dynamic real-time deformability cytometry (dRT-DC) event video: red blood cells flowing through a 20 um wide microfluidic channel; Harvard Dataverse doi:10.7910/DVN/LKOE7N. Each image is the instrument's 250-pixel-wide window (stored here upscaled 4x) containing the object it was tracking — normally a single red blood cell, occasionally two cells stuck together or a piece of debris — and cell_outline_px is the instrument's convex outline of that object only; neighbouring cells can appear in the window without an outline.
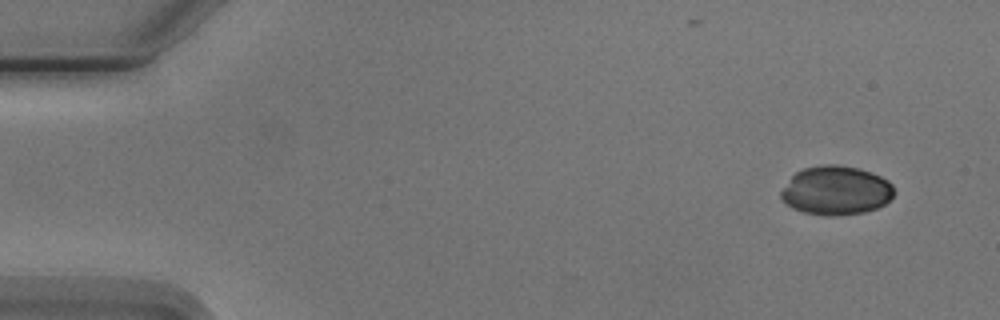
{"species": "Egyptian fruit bat (a non-hibernating species)", "species_latin": "Rousettus aegyptiacus", "temperature_condition": "cold", "stored_images_in_passage": 6, "camera_frame_rate_fps": 3000, "um_per_image_px": 0.085, "animal": {"sex": "male"}, "frame": {"image": 1, "passage_image": 1, "time_ms": 0.0, "image_size_px": [1000, 320], "cell_outline_px": [[896, 192], [884, 204], [876, 208], [864, 212], [836, 216], [824, 216], [804, 212], [792, 208], [780, 200], [780, 192], [792, 176], [796, 172], [804, 168], [820, 164], [840, 164], [860, 168], [872, 172], [888, 180], [892, 184]], "centroid_in_image_um": [71.06, 16.18], "position_along_channel_um": 13.9, "area_um2": 32.66}}
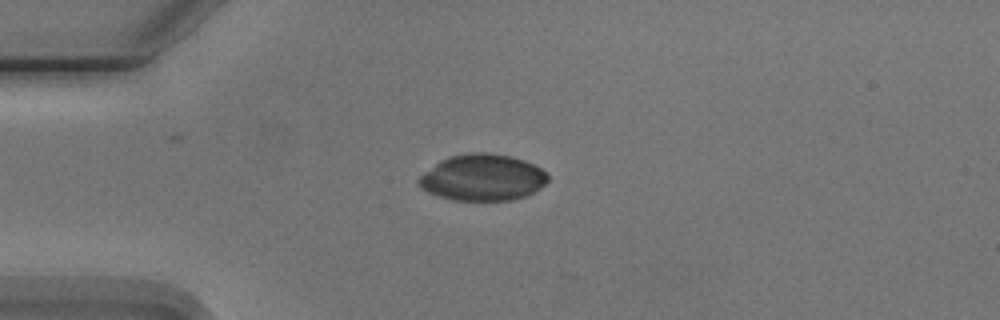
{"frame": {"image": 2, "passage_image": 4, "time_ms": 3.333, "image_size_px": [1000, 320], "cell_outline_px": [[548, 180], [540, 188], [528, 196], [512, 200], [452, 200], [428, 192], [420, 188], [416, 184], [416, 180], [424, 172], [440, 160], [448, 156], [472, 152], [488, 152], [512, 156], [524, 160], [540, 168], [548, 176]], "centroid_in_image_um": [40.99, 15.09], "position_along_channel_um": 44.0, "area_um2": 35.14}}